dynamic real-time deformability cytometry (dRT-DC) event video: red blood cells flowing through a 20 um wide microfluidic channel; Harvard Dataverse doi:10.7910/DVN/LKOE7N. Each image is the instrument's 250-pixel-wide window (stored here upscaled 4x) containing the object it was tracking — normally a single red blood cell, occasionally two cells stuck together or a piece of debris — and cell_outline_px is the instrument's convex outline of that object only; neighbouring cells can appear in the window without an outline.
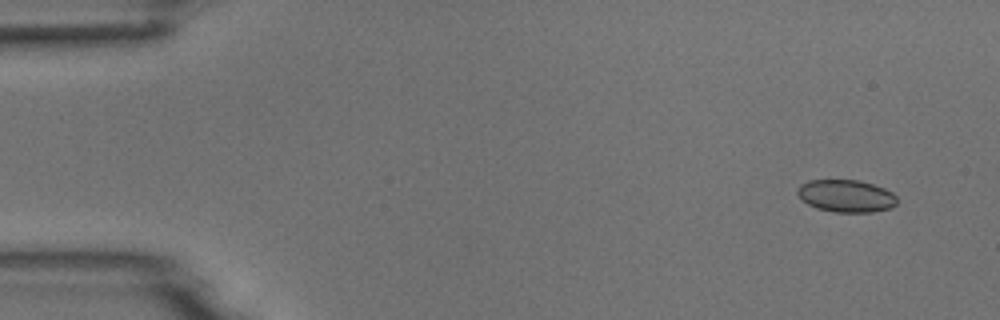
{"species": "common noctule bat (a hibernating species)", "species_latin": "Nyctalus noctula", "temperature_condition": "room temperature", "stored_images_in_passage": 5, "camera_frame_rate_fps": 3000, "um_per_image_px": 0.085, "animal": {"sex": "male", "body_mass_g": 18.8}, "frame": {"image": 1, "passage_image": 1, "time_ms": 0.0, "image_size_px": [1000, 320], "cell_outline_px": [[896, 204], [892, 208], [872, 212], [836, 212], [816, 208], [808, 204], [796, 192], [796, 188], [800, 184], [808, 180], [860, 180], [884, 188], [892, 192], [896, 196]], "centroid_in_image_um": [71.92, 16.65], "position_along_channel_um": 13.1, "area_um2": 18.84}}
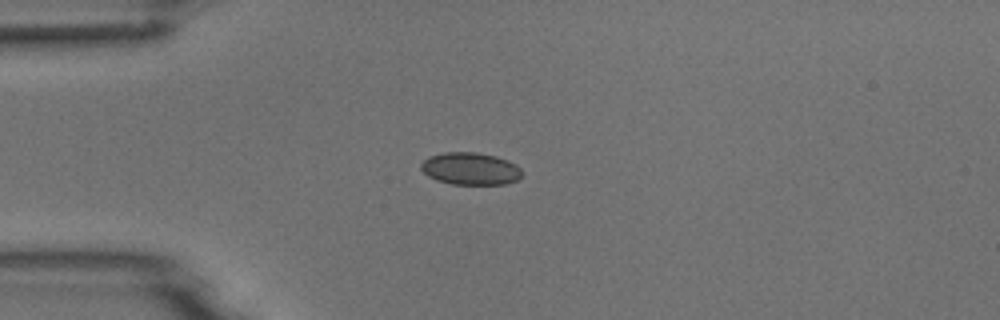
{"frame": {"image": 2, "passage_image": 4, "time_ms": 3.333, "image_size_px": [1000, 320], "cell_outline_px": [[524, 172], [516, 180], [504, 184], [452, 184], [436, 180], [428, 176], [420, 168], [420, 164], [428, 156], [444, 152], [476, 152], [496, 156], [508, 160], [516, 164]], "centroid_in_image_um": [39.98, 14.33], "position_along_channel_um": 45.0, "area_um2": 19.13}}
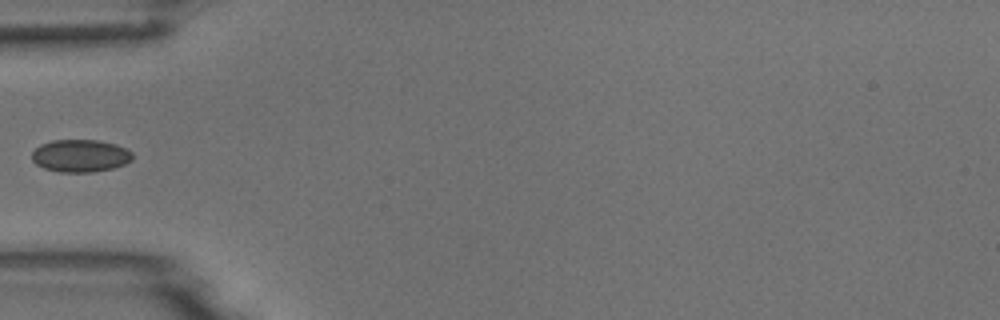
{"frame": {"image": 3, "passage_image": 5, "time_ms": 4.667, "image_size_px": [1000, 320], "cell_outline_px": [[132, 160], [124, 164], [112, 168], [92, 172], [60, 172], [44, 168], [36, 164], [32, 160], [32, 152], [40, 144], [52, 140], [96, 140], [116, 144], [132, 152]], "centroid_in_image_um": [6.81, 13.24], "position_along_channel_um": 78.2, "area_um2": 19.02}}